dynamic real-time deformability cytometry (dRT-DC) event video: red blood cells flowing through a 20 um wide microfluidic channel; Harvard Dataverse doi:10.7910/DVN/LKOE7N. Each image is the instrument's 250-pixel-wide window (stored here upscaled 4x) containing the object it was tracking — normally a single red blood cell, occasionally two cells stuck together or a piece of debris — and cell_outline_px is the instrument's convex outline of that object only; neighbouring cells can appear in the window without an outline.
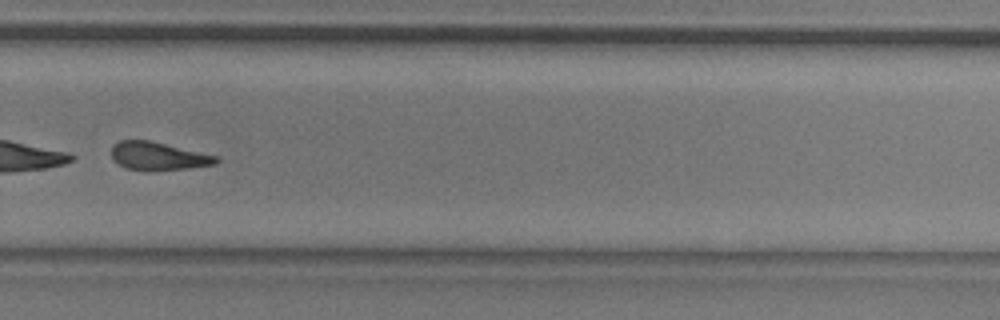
{"species": "common noctule bat (a hibernating species)", "species_latin": "Nyctalus noctula", "temperature_condition": "room temperature", "stored_images_in_passage": 52, "segment_of_instrument_passage": [2, 2], "camera_frame_rate_fps": 3000, "um_per_image_px": 0.085, "animal": {"sex": "male", "body_mass_g": 20.5, "forearm_length_mm": 52.5}, "frame": {"image": 1, "passage_image": 36, "time_ms": 11.667, "image_size_px": [1000, 320], "cell_outline_px": [[220, 160], [216, 164], [188, 168], [148, 172], [144, 172], [124, 168], [112, 160], [112, 144], [120, 140], [152, 140], [220, 156]], "centroid_in_image_um": [13.45, 13.28], "position_along_channel_um": 316.4, "area_um2": 17.86}}